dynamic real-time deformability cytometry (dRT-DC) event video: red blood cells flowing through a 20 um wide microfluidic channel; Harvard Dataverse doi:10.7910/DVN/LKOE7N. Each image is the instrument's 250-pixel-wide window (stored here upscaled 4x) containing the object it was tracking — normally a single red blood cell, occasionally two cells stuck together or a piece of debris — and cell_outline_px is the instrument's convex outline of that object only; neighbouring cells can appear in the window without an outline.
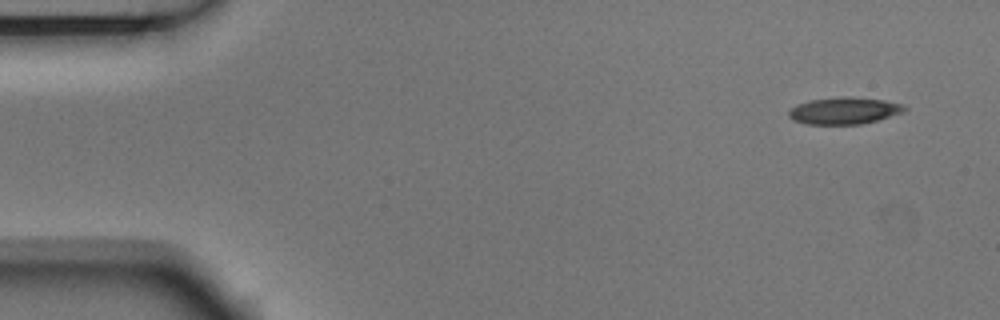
{"species": "Egyptian fruit bat (a non-hibernating species)", "species_latin": "Rousettus aegyptiacus", "temperature_condition": "room temperature", "stored_images_in_passage": 6, "camera_frame_rate_fps": 3000, "um_per_image_px": 0.085, "animal": {"sex": "male"}, "frame": {"image": 1, "passage_image": 1, "time_ms": 0.0, "image_size_px": [1000, 320], "cell_outline_px": [[908, 108], [904, 112], [876, 120], [860, 124], [808, 124], [796, 120], [788, 116], [788, 112], [792, 108], [800, 104], [812, 100], [844, 96], [884, 100], [904, 104]], "centroid_in_image_um": [71.81, 9.4], "position_along_channel_um": 13.2, "area_um2": 17.8}}
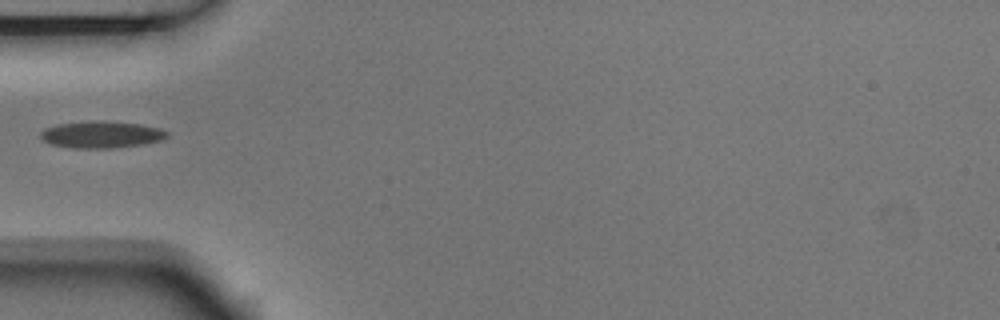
{"frame": {"image": 2, "passage_image": 5, "time_ms": 1.333, "image_size_px": [1000, 320], "cell_outline_px": [[168, 136], [160, 140], [140, 144], [112, 148], [76, 148], [52, 144], [44, 140], [40, 136], [40, 132], [44, 128], [56, 124], [92, 120], [100, 120], [140, 124], [160, 128], [168, 132]], "centroid_in_image_um": [8.59, 11.42], "position_along_channel_um": 76.4, "area_um2": 19.71}}
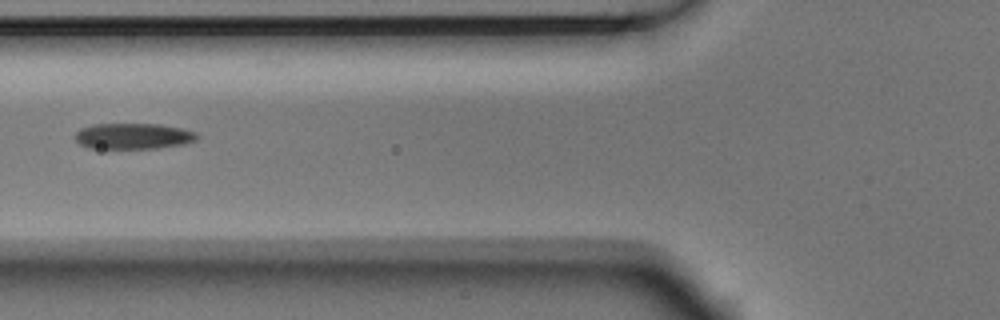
{"frame": {"image": 3, "passage_image": 6, "time_ms": 1.667, "image_size_px": [1000, 320], "cell_outline_px": [[200, 136], [196, 140], [188, 144], [156, 148], [88, 148], [80, 144], [76, 140], [76, 132], [80, 128], [92, 124], [160, 124], [180, 128], [196, 132]], "centroid_in_image_um": [11.36, 11.57], "position_along_channel_um": 114.4, "area_um2": 18.5}}